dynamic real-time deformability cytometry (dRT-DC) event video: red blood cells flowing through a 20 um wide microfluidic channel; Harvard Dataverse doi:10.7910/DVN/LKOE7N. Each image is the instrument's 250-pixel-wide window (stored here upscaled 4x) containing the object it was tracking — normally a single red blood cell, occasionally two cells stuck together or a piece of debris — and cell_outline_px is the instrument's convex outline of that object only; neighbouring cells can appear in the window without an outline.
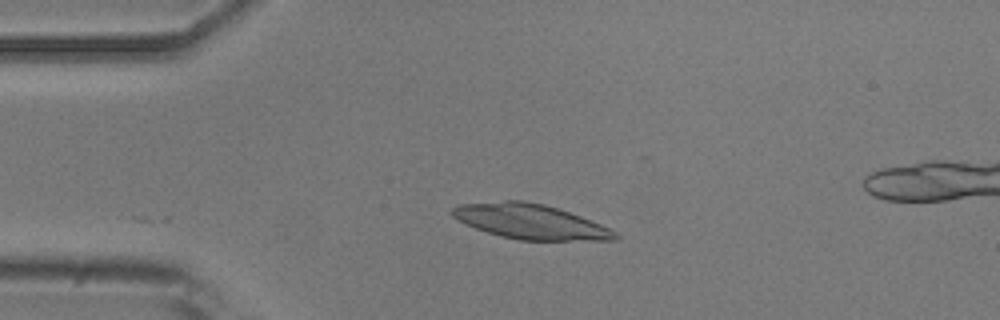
{"species": "common noctule bat (a hibernating species)", "species_latin": "Nyctalus noctula", "temperature_condition": "room temperature", "stored_images_in_passage": 4, "camera_frame_rate_fps": 3000, "um_per_image_px": 0.085, "animal": {"sex": "male", "body_mass_g": 20.5, "forearm_length_mm": 52.5}, "frame": {"image": 1, "passage_image": 3, "time_ms": 2.333, "image_size_px": [1000, 320], "cell_outline_px": [[620, 240], [520, 240], [488, 232], [464, 224], [456, 220], [452, 216], [452, 208], [460, 204], [504, 200], [524, 200], [544, 204], [580, 216], [600, 224], [616, 232], [620, 236]], "centroid_in_image_um": [45.07, 18.83], "position_along_channel_um": 39.9, "area_um2": 32.89}}